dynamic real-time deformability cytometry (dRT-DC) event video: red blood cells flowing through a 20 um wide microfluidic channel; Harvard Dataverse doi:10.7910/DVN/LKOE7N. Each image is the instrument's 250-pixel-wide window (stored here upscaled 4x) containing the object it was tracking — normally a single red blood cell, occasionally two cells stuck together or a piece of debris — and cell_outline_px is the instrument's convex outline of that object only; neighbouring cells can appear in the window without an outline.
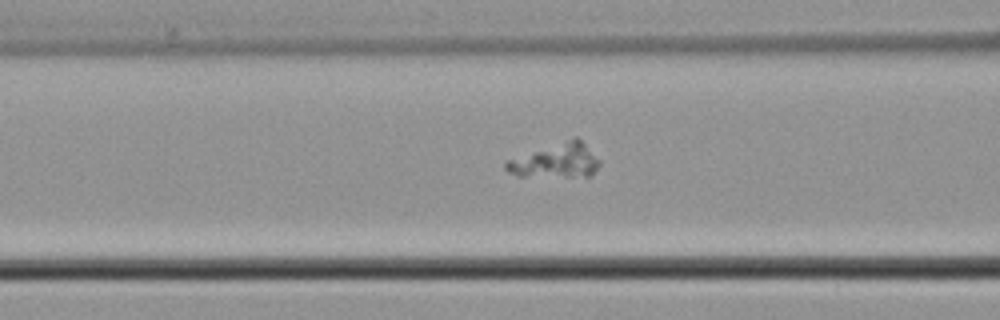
{"species": "common noctule bat (a hibernating species)", "species_latin": "Nyctalus noctula", "temperature_condition": "cold", "stored_images_in_passage": 13, "camera_frame_rate_fps": 3000, "um_per_image_px": 0.085, "animal": {"sex": "male", "body_mass_g": 21.5, "forearm_length_mm": 52.0}, "frame": {"image": 1, "passage_image": 11, "time_ms": 3.333, "image_size_px": [1000, 320], "cell_outline_px": [[600, 164], [588, 176], [516, 176], [508, 172], [504, 168], [504, 164], [508, 160], [564, 140], [576, 136], [600, 160]], "centroid_in_image_um": [47.23, 13.66], "position_along_channel_um": 119.4, "area_um2": 18.26}}